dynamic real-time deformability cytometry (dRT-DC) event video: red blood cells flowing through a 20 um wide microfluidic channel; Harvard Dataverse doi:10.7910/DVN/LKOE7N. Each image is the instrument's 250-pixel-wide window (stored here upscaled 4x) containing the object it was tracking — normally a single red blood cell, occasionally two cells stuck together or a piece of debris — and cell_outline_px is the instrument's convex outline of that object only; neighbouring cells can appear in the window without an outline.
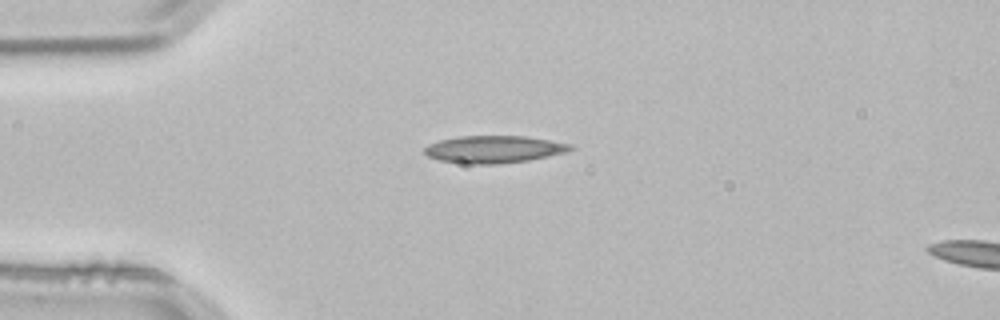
{"species": "common noctule bat (a hibernating species)", "species_latin": "Nyctalus noctula", "temperature_condition": "room temperature", "stored_images_in_passage": 2, "segment_of_instrument_passage": [1, 2], "camera_frame_rate_fps": 3000, "um_per_image_px": 0.085, "animal": {"sex": "male", "body_mass_g": 21.5, "forearm_length_mm": 52.0}, "frame": {"image": 1, "passage_image": 1, "time_ms": 0.0, "image_size_px": [1000, 320], "cell_outline_px": [[576, 148], [564, 152], [548, 156], [528, 160], [496, 164], [464, 164], [440, 160], [428, 156], [424, 152], [424, 148], [428, 144], [440, 140], [456, 136], [524, 136], [572, 144]], "centroid_in_image_um": [41.95, 12.69], "position_along_channel_um": 43.0, "area_um2": 23.18}}